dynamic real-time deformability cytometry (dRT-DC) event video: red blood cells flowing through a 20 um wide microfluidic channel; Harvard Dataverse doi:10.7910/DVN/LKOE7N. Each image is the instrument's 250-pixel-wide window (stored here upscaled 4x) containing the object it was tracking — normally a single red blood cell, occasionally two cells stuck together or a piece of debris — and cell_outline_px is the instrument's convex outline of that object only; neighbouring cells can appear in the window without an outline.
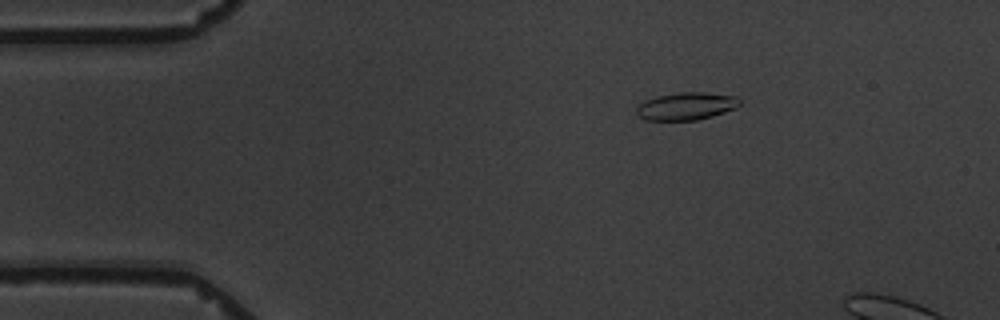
{"species": "common noctule bat (a hibernating species)", "species_latin": "Nyctalus noctula", "temperature_condition": "warm", "stored_images_in_passage": 4, "camera_frame_rate_fps": 3000, "um_per_image_px": 0.085, "animal": {"sex": "male", "body_mass_g": 19.5, "forearm_length_mm": 54.6}, "frame": {"image": 1, "passage_image": 2, "time_ms": 1.0, "image_size_px": [1000, 320], "cell_outline_px": [[740, 104], [736, 108], [712, 116], [696, 120], [644, 120], [636, 112], [636, 108], [644, 100], [656, 96], [680, 92], [704, 92], [736, 96], [740, 100]], "centroid_in_image_um": [58.33, 9.02], "position_along_channel_um": 26.7, "area_um2": 16.59}}